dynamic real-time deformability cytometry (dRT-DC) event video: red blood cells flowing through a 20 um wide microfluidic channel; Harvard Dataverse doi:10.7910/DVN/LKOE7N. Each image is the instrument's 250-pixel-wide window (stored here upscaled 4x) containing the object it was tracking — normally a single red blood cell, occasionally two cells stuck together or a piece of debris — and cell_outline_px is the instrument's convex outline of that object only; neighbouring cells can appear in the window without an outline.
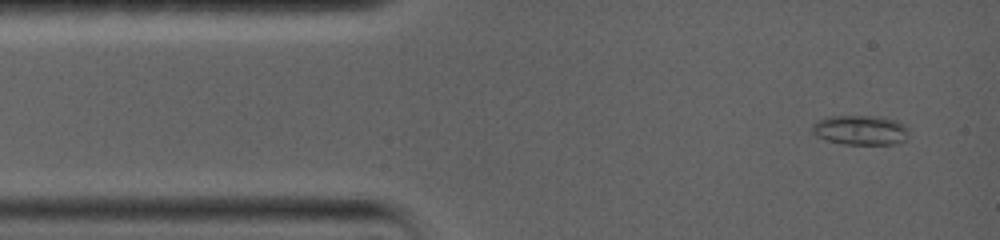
{"species": "common noctule bat (a hibernating species)", "species_latin": "Nyctalus noctula", "temperature_condition": "warm", "stored_images_in_passage": 12, "camera_frame_rate_fps": 5000, "um_per_image_px": 0.085, "animal": {"sex": "female", "body_mass_g": 19.0, "forearm_length_mm": 56.7}, "frame": {"image": 1, "passage_image": 2, "time_ms": 0.6, "image_size_px": [1000, 240], "cell_outline_px": [[908, 132], [904, 140], [892, 144], [844, 144], [824, 140], [816, 136], [812, 132], [812, 124], [816, 120], [824, 116], [876, 116], [896, 120], [904, 124]], "centroid_in_image_um": [73.06, 11.05], "position_along_channel_um": 11.9, "area_um2": 16.82}}
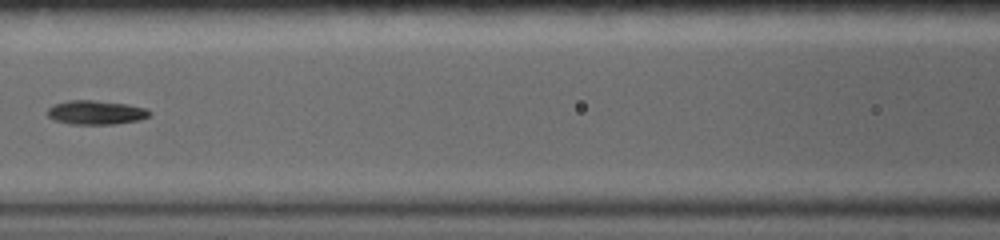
{"frame": {"image": 2, "passage_image": 10, "time_ms": 6.0, "image_size_px": [1000, 240], "cell_outline_px": [[152, 112], [148, 116], [140, 120], [112, 124], [68, 124], [56, 120], [48, 116], [48, 108], [56, 104], [68, 100], [96, 100], [128, 104], [148, 108]], "centroid_in_image_um": [8.2, 9.55], "position_along_channel_um": 158.4, "area_um2": 14.33}}
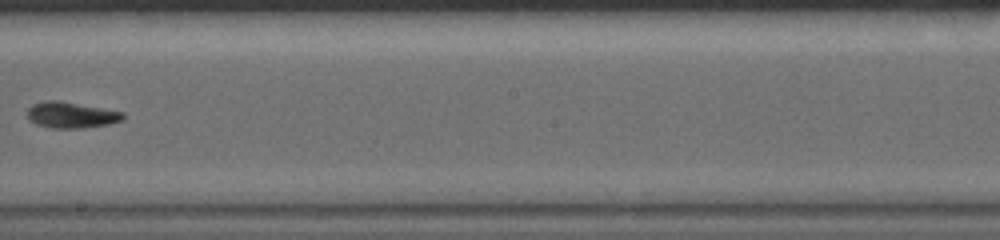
{"frame": {"image": 3, "passage_image": 12, "time_ms": 8.2, "image_size_px": [1000, 240], "cell_outline_px": [[124, 120], [108, 124], [84, 128], [52, 128], [36, 124], [28, 120], [28, 108], [32, 104], [44, 100], [60, 100], [124, 112]], "centroid_in_image_um": [6.04, 9.77], "position_along_channel_um": 242.2, "area_um2": 14.68}}